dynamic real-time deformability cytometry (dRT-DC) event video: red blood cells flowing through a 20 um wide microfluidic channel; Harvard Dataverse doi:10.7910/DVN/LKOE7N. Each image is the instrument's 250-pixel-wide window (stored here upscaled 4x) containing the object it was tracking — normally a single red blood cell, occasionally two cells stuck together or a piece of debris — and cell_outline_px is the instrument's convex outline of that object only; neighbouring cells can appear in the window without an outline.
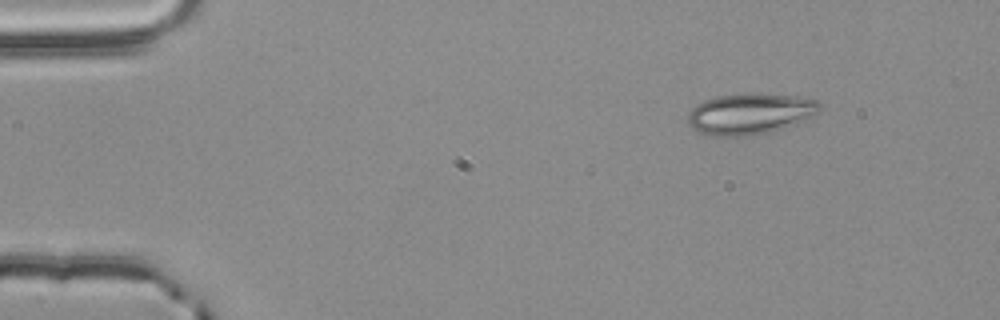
{"species": "common noctule bat (a hibernating species)", "species_latin": "Nyctalus noctula", "temperature_condition": "room temperature", "stored_images_in_passage": 4, "segment_of_instrument_passage": [2, 2], "camera_frame_rate_fps": 3000, "um_per_image_px": 0.085, "animal": {"sex": "male", "body_mass_g": 20.4}, "frame": {"image": 1, "passage_image": 4, "time_ms": 1.0, "image_size_px": [1000, 320], "cell_outline_px": [[824, 108], [820, 112], [812, 116], [772, 132], [748, 136], [712, 136], [700, 132], [692, 128], [688, 120], [688, 112], [696, 104], [704, 100], [716, 96], [796, 96], [816, 100]], "centroid_in_image_um": [63.74, 9.72], "position_along_channel_um": 21.3, "area_um2": 30.63}}